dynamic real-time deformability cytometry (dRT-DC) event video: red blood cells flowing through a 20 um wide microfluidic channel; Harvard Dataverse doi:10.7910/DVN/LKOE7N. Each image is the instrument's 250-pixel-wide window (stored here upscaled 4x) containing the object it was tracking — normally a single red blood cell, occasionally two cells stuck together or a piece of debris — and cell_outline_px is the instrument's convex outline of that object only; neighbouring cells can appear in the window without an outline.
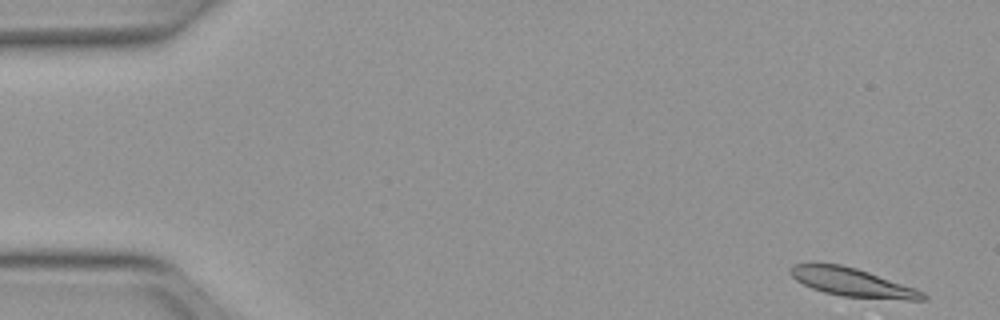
{"species": "Egyptian fruit bat (a non-hibernating species)", "species_latin": "Rousettus aegyptiacus", "temperature_condition": "warm", "stored_images_in_passage": 14, "camera_frame_rate_fps": 3000, "um_per_image_px": 0.085, "animal": {"sex": "female"}, "frame": {"image": 1, "passage_image": 1, "time_ms": 0.0, "image_size_px": [1000, 320], "cell_outline_px": [[928, 300], [908, 300], [840, 296], [824, 292], [812, 288], [796, 280], [788, 272], [792, 264], [840, 264], [856, 268], [916, 288], [924, 292], [928, 296]], "centroid_in_image_um": [72.49, 24.01], "position_along_channel_um": 12.5, "area_um2": 21.85}}
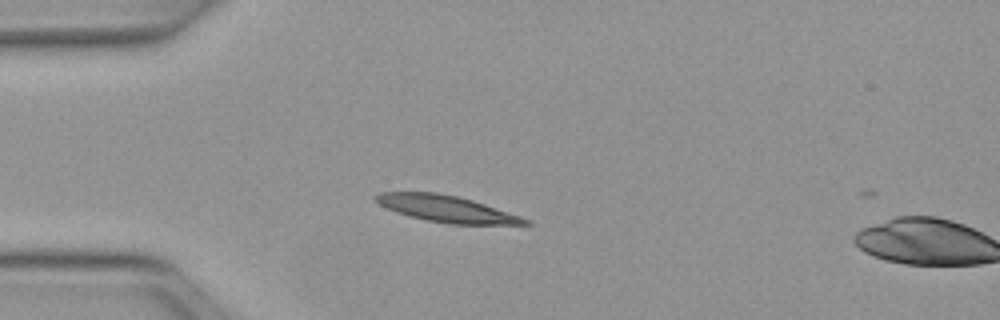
{"frame": {"image": 2, "passage_image": 12, "time_ms": 3.667, "image_size_px": [1000, 320], "cell_outline_px": [[532, 224], [448, 224], [428, 220], [396, 212], [380, 204], [372, 196], [380, 192], [436, 192], [456, 196], [472, 200], [532, 220]], "centroid_in_image_um": [37.96, 17.74], "position_along_channel_um": 47.0, "area_um2": 22.72}}